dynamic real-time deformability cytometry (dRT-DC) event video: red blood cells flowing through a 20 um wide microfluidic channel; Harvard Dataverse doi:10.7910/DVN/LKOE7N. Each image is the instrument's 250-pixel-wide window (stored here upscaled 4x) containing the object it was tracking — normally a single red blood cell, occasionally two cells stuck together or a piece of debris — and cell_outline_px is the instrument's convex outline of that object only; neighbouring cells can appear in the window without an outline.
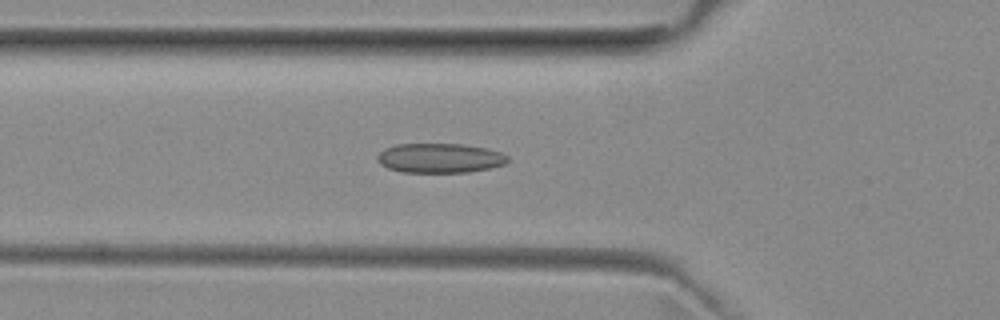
{"species": "common noctule bat (a hibernating species)", "species_latin": "Nyctalus noctula", "temperature_condition": "room temperature", "stored_images_in_passage": 51, "camera_frame_rate_fps": 3000, "um_per_image_px": 0.085, "animal": {"sex": "female", "body_mass_g": 29.2, "forearm_length_mm": 56.3}, "frame": {"image": 1, "passage_image": 17, "time_ms": 5.333, "image_size_px": [1000, 320], "cell_outline_px": [[508, 160], [504, 164], [488, 168], [468, 172], [400, 172], [388, 168], [380, 164], [376, 160], [376, 156], [384, 148], [396, 144], [464, 144], [488, 148], [500, 152], [508, 156]], "centroid_in_image_um": [37.35, 13.43], "position_along_channel_um": 88.5, "area_um2": 22.54}}
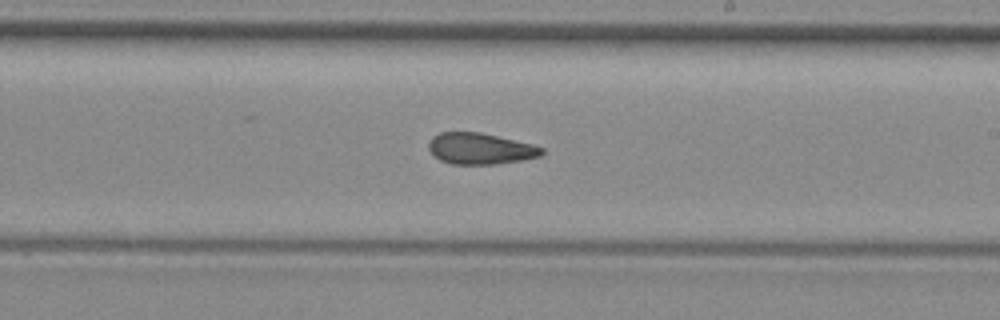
{"frame": {"image": 2, "passage_image": 29, "time_ms": 9.333, "image_size_px": [1000, 320], "cell_outline_px": [[544, 152], [540, 156], [520, 160], [496, 164], [452, 164], [440, 160], [428, 148], [428, 144], [432, 136], [440, 132], [480, 132], [532, 144], [544, 148]], "centroid_in_image_um": [40.81, 12.63], "position_along_channel_um": 248.2, "area_um2": 20.46}}
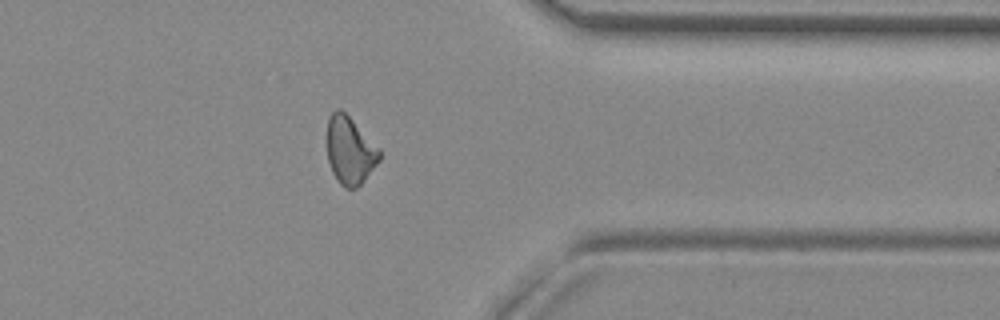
{"frame": {"image": 3, "passage_image": 40, "time_ms": 13.0, "image_size_px": [1000, 320], "cell_outline_px": [[380, 160], [364, 180], [356, 188], [344, 188], [336, 180], [332, 172], [328, 160], [328, 120], [332, 112], [336, 108], [340, 108], [380, 148]], "centroid_in_image_um": [29.75, 12.81], "position_along_channel_um": 381.7, "area_um2": 20.46}, "authors_computed_cell_mechanics": {"area_um2": 21.5016, "velocity_mm_per_s": 3.9854, "shape_relaxation_time_tau1_ms": null, "shape_relaxation_time_tau2_ms": 2.2805, "deformation_change_tau1": null, "deformation_change_tau2": 0.0904}}